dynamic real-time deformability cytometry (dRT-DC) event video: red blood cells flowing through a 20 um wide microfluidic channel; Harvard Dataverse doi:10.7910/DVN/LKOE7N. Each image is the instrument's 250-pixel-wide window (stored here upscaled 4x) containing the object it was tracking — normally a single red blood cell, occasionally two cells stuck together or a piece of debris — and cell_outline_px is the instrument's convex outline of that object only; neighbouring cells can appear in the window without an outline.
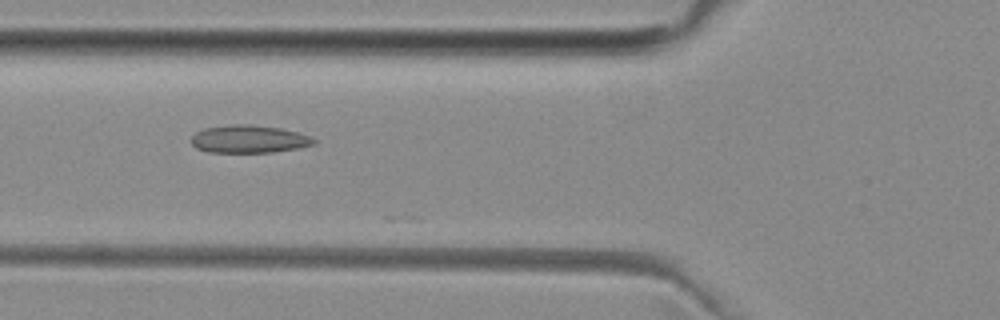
{"species": "common noctule bat (a hibernating species)", "species_latin": "Nyctalus noctula", "temperature_condition": "room temperature", "stored_images_in_passage": 14, "camera_frame_rate_fps": 3000, "um_per_image_px": 0.085, "animal": {"sex": "female", "body_mass_g": 29.2, "forearm_length_mm": 56.3}, "frame": {"image": 1, "passage_image": 11, "time_ms": 3.333, "image_size_px": [1000, 320], "cell_outline_px": [[316, 144], [296, 148], [272, 152], [208, 152], [196, 148], [192, 144], [192, 136], [196, 132], [204, 128], [232, 124], [248, 124], [280, 128], [300, 132], [312, 136], [316, 140]], "centroid_in_image_um": [21.19, 11.81], "position_along_channel_um": 104.6, "area_um2": 19.88}}